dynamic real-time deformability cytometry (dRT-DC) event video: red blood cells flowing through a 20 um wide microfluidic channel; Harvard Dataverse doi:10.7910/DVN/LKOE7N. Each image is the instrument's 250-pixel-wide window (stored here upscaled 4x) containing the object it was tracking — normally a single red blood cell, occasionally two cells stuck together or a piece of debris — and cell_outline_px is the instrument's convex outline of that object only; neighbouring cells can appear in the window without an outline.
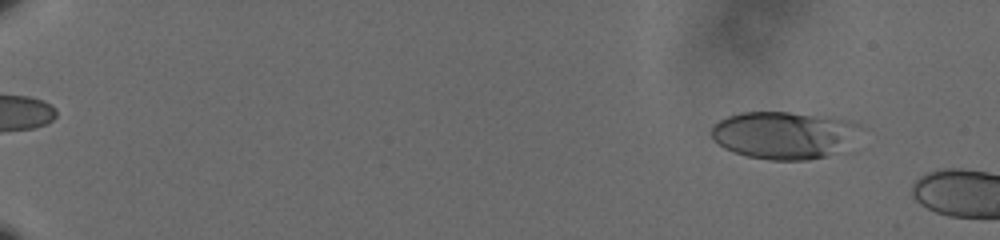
{"species": "human", "species_latin": "Homo sapiens", "temperature_condition": "cold", "stored_images_in_passage": 19, "camera_frame_rate_fps": 3000, "um_per_image_px": 0.085, "donor": {"sex": "male"}, "frame": {"image": 1, "passage_image": 6, "time_ms": 1.667, "image_size_px": [1000, 240], "cell_outline_px": [[856, 124], [840, 148], [824, 156], [808, 160], [772, 160], [748, 156], [732, 152], [724, 148], [712, 140], [712, 124], [728, 116], [740, 112], [788, 112], [832, 116], [852, 120]], "centroid_in_image_um": [66.44, 11.46], "position_along_channel_um": 18.6, "area_um2": 40.11}}